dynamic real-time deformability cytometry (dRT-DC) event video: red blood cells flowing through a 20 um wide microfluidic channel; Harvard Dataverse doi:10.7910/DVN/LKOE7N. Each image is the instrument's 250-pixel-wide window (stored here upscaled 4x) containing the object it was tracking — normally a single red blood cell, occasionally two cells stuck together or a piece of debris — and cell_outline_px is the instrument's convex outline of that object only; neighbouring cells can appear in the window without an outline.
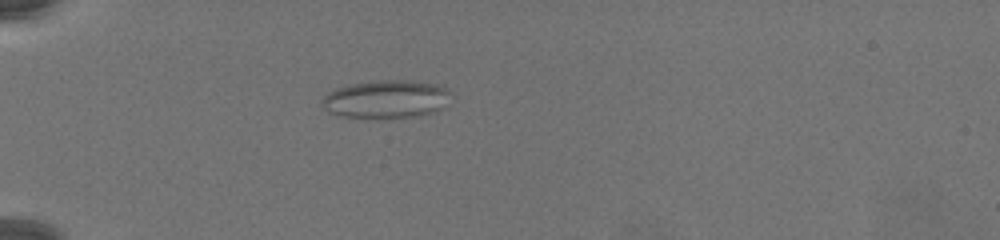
{"species": "common noctule bat (a hibernating species)", "species_latin": "Nyctalus noctula", "temperature_condition": "warm", "stored_images_in_passage": 53, "camera_frame_rate_fps": 3000, "um_per_image_px": 0.085, "animal": {"sex": "female", "body_mass_g": 19.5, "forearm_length_mm": 54.1}, "frame": {"image": 1, "passage_image": 1, "time_ms": 0.0, "image_size_px": [1000, 240], "cell_outline_px": [[448, 92], [440, 108], [436, 112], [420, 116], [336, 116], [328, 112], [320, 104], [320, 100], [328, 92], [336, 88], [352, 84], [372, 80], [412, 80], [444, 84], [448, 88]], "centroid_in_image_um": [32.78, 8.39], "position_along_channel_um": 52.2, "area_um2": 28.26}}
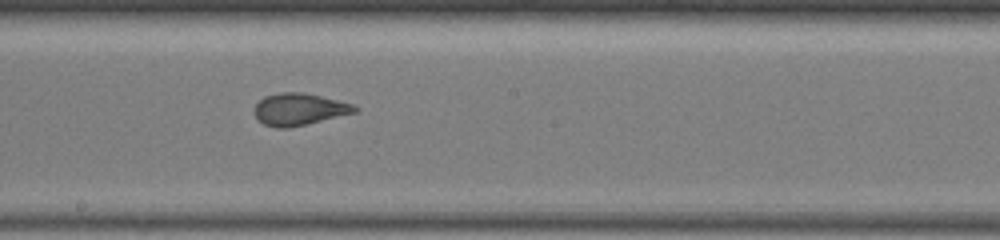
{"frame": {"image": 2, "passage_image": 22, "time_ms": 7.0, "image_size_px": [1000, 240], "cell_outline_px": [[360, 108], [356, 112], [288, 128], [276, 128], [264, 124], [256, 120], [252, 112], [252, 108], [264, 96], [280, 92], [304, 92], [352, 104]], "centroid_in_image_um": [25.35, 9.29], "position_along_channel_um": 222.8, "area_um2": 18.79}}
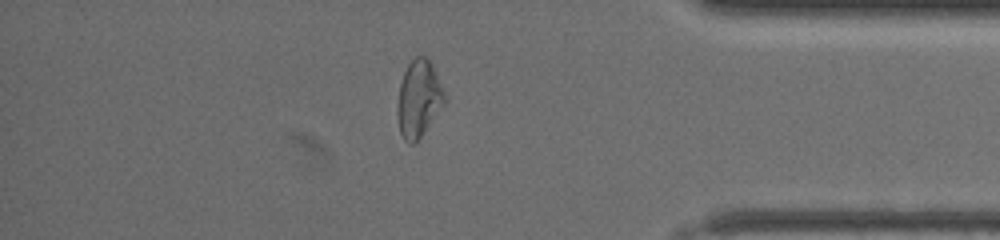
{"frame": {"image": 3, "passage_image": 43, "time_ms": 14.0, "image_size_px": [1000, 240], "cell_outline_px": [[448, 100], [420, 136], [412, 144], [408, 144], [404, 140], [400, 132], [396, 116], [396, 108], [400, 84], [404, 72], [408, 64], [416, 56], [424, 56], [432, 64]], "centroid_in_image_um": [35.58, 8.4], "position_along_channel_um": 399.6, "area_um2": 21.1}}